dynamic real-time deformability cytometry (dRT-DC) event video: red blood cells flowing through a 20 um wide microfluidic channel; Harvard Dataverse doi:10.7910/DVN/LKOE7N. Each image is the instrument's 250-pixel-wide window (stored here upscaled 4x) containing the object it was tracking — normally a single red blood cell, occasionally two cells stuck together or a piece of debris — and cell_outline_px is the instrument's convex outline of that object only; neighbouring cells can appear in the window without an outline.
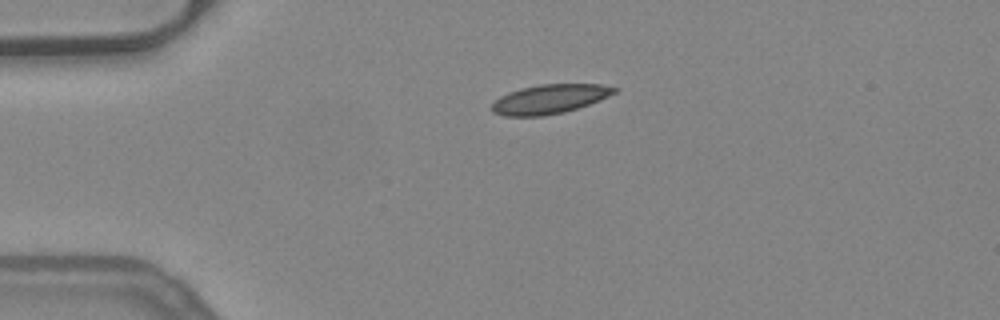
{"species": "common noctule bat (a hibernating species)", "species_latin": "Nyctalus noctula", "temperature_condition": "warm", "stored_images_in_passage": 41, "camera_frame_rate_fps": 3000, "um_per_image_px": 0.085, "animal": {"sex": "female", "body_mass_g": 24.6, "forearm_length_mm": 56.2}, "frame": {"image": 1, "passage_image": 1, "time_ms": 0.0, "image_size_px": [1000, 320], "cell_outline_px": [[616, 92], [600, 100], [564, 112], [544, 116], [504, 116], [492, 112], [492, 104], [500, 96], [508, 92], [520, 88], [540, 84], [600, 84], [616, 88]], "centroid_in_image_um": [46.68, 8.42], "position_along_channel_um": 38.3, "area_um2": 20.75}}
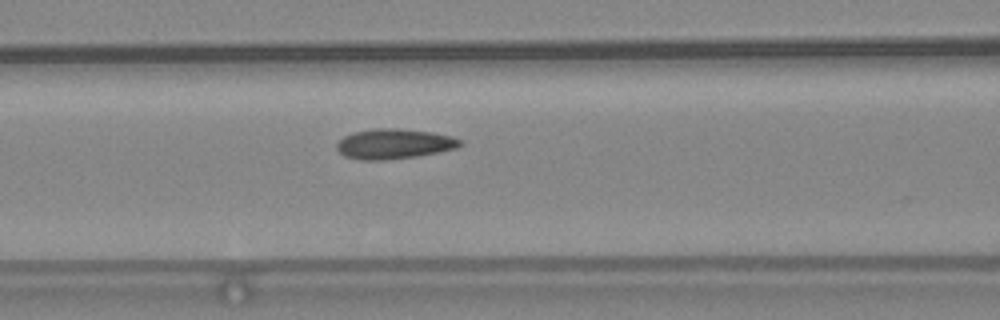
{"frame": {"image": 2, "passage_image": 11, "time_ms": 3.333, "image_size_px": [1000, 320], "cell_outline_px": [[464, 144], [456, 148], [416, 156], [384, 160], [360, 160], [344, 156], [336, 148], [336, 144], [344, 136], [356, 132], [376, 128], [400, 128], [432, 132], [452, 136], [460, 140]], "centroid_in_image_um": [33.49, 12.22], "position_along_channel_um": 133.1, "area_um2": 21.5}}
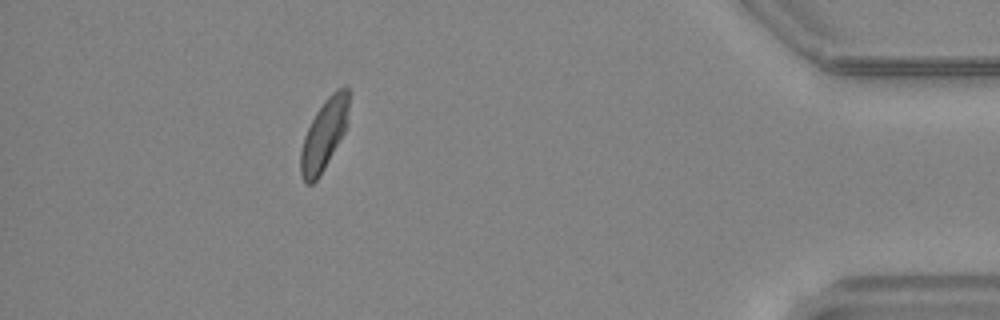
{"frame": {"image": 3, "passage_image": 36, "time_ms": 11.667, "image_size_px": [1000, 320], "cell_outline_px": [[348, 124], [344, 132], [320, 176], [312, 184], [304, 184], [300, 172], [300, 152], [304, 136], [316, 112], [324, 100], [336, 88], [348, 88]], "centroid_in_image_um": [27.53, 11.47], "position_along_channel_um": 407.7, "area_um2": 19.77}, "authors_computed_cell_mechanics": {"area_um2": 20.6924, "velocity_mm_per_s": 3.9274, "shape_relaxation_time_tau1_ms": null, "shape_relaxation_time_tau2_ms": 1.6358, "deformation_change_tau1": null, "deformation_change_tau2": 0.0668}}